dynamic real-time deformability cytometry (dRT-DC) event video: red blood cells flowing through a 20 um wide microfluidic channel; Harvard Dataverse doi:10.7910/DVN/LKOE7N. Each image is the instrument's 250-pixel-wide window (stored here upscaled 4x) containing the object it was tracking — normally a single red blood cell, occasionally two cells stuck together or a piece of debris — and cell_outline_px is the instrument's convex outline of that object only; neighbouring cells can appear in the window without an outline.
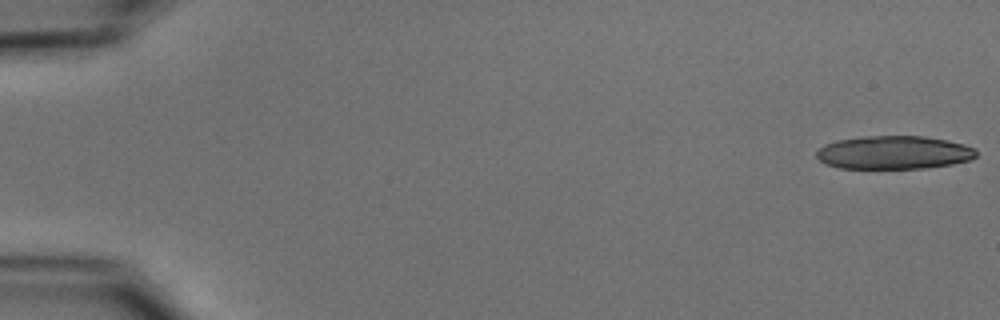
{"species": "common noctule bat (a hibernating species)", "species_latin": "Nyctalus noctula", "temperature_condition": "cold", "stored_images_in_passage": 18, "camera_frame_rate_fps": 3000, "um_per_image_px": 0.085, "animal": {"sex": "male", "body_mass_g": 15.6}, "frame": {"image": 1, "passage_image": 1, "time_ms": 0.0, "image_size_px": [1000, 320], "cell_outline_px": [[976, 156], [972, 160], [952, 164], [924, 168], [840, 168], [824, 164], [816, 156], [816, 152], [824, 144], [836, 140], [860, 136], [924, 136], [948, 140], [964, 144], [976, 148]], "centroid_in_image_um": [75.98, 12.96], "position_along_channel_um": 9.0, "area_um2": 31.27}}